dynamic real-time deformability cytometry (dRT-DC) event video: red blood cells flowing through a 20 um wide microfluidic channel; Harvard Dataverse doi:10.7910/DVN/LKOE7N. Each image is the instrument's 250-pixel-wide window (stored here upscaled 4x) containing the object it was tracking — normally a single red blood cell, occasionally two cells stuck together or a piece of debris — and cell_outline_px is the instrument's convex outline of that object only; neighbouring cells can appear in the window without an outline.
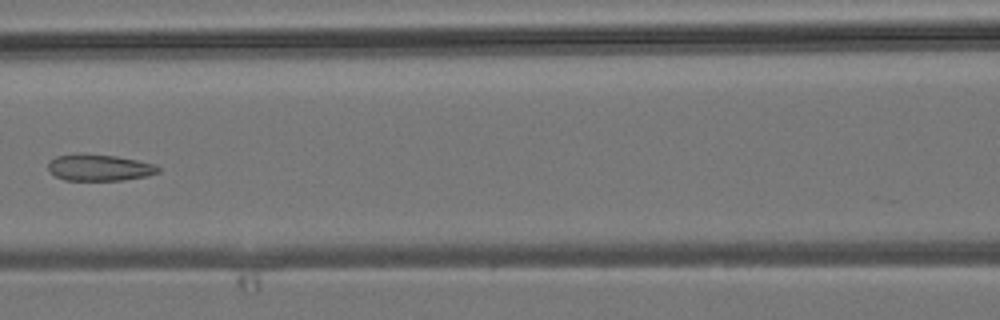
{"species": "common noctule bat (a hibernating species)", "species_latin": "Nyctalus noctula", "temperature_condition": "room temperature", "stored_images_in_passage": 6, "camera_frame_rate_fps": 3000, "um_per_image_px": 0.085, "animal": {"sex": "male", "body_mass_g": 19.2, "forearm_length_mm": 51.8}, "frame": {"image": 1, "passage_image": 6, "time_ms": 6.667, "image_size_px": [1000, 320], "cell_outline_px": [[160, 172], [148, 176], [124, 180], [64, 180], [56, 176], [48, 168], [48, 160], [56, 156], [80, 152], [116, 156], [156, 164], [160, 168]], "centroid_in_image_um": [8.44, 14.23], "position_along_channel_um": 158.2, "area_um2": 17.28}}